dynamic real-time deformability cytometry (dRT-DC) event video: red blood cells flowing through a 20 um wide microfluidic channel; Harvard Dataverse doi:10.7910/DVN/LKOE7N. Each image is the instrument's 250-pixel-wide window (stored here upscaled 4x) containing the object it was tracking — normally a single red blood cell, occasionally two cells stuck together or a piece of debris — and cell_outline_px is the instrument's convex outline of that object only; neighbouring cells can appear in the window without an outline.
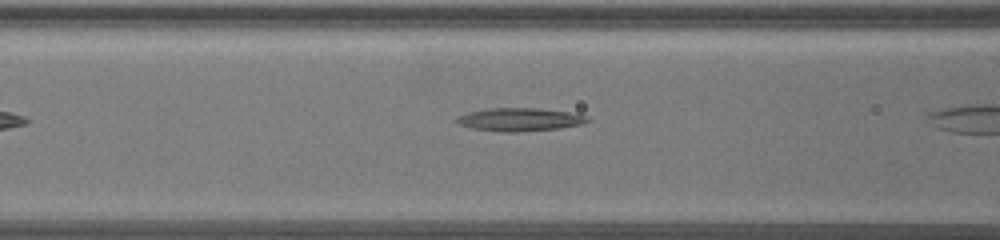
{"species": "common noctule bat (a hibernating species)", "species_latin": "Nyctalus noctula", "temperature_condition": "warm", "stored_images_in_passage": 4, "camera_frame_rate_fps": 3000, "um_per_image_px": 0.085, "animal": {"sex": "female", "body_mass_g": 19.5, "forearm_length_mm": 54.1}, "frame": {"image": 1, "passage_image": 3, "time_ms": 0.667, "image_size_px": [1000, 240], "cell_outline_px": [[592, 120], [584, 124], [560, 128], [516, 132], [504, 132], [472, 128], [460, 124], [452, 120], [456, 116], [468, 112], [488, 108], [536, 108], [568, 112], [584, 116]], "centroid_in_image_um": [44.14, 10.16], "position_along_channel_um": 122.5, "area_um2": 17.63}}